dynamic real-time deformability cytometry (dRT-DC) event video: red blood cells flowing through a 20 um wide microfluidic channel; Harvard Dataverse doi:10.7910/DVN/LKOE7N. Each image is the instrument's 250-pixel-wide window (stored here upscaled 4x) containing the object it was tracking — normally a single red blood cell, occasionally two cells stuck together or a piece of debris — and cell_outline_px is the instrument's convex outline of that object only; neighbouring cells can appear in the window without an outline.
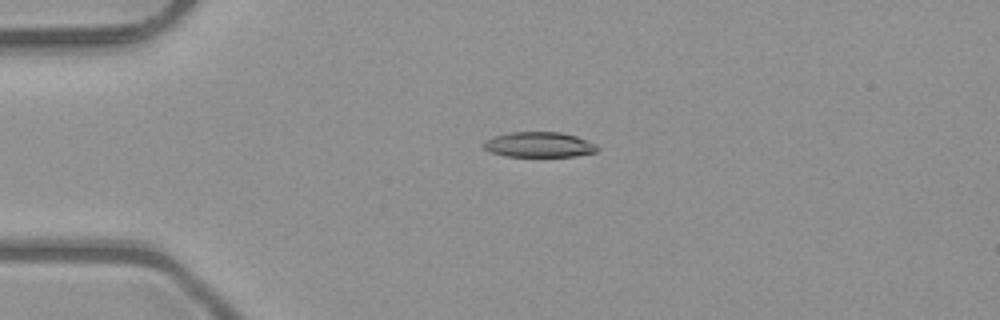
{"species": "common noctule bat (a hibernating species)", "species_latin": "Nyctalus noctula", "temperature_condition": "room temperature", "stored_images_in_passage": 4, "camera_frame_rate_fps": 3000, "um_per_image_px": 0.085, "animal": {"sex": "male", "body_mass_g": 23.1, "forearm_length_mm": 52.7}, "frame": {"image": 1, "passage_image": 3, "time_ms": 0.667, "image_size_px": [1000, 320], "cell_outline_px": [[600, 148], [596, 152], [576, 156], [504, 156], [492, 152], [484, 148], [484, 144], [492, 136], [512, 132], [560, 132], [576, 136], [596, 144]], "centroid_in_image_um": [45.86, 12.29], "position_along_channel_um": 39.1, "area_um2": 16.59}}